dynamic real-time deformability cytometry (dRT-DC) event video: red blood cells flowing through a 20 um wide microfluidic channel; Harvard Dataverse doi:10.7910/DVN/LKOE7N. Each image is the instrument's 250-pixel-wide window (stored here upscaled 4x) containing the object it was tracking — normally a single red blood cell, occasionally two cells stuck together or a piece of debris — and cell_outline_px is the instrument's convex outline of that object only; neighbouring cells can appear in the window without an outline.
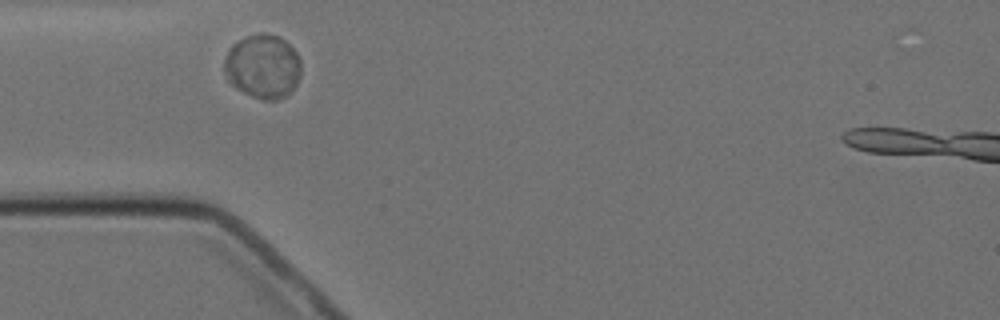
{"species": "Egyptian fruit bat (a non-hibernating species)", "species_latin": "Rousettus aegyptiacus", "temperature_condition": "cold", "stored_images_in_passage": 2, "camera_frame_rate_fps": 3000, "um_per_image_px": 0.085, "animal": {"sex": "female"}, "frame": {"image": 1, "passage_image": 1, "time_ms": 0.0, "image_size_px": [1000, 320], "cell_outline_px": [[300, 76], [292, 92], [276, 100], [264, 100], [252, 96], [236, 88], [228, 80], [224, 72], [224, 60], [232, 44], [244, 36], [260, 32], [264, 32], [276, 36], [284, 40], [296, 52], [300, 60]], "centroid_in_image_um": [22.33, 5.64], "position_along_channel_um": 62.7, "area_um2": 28.73}}